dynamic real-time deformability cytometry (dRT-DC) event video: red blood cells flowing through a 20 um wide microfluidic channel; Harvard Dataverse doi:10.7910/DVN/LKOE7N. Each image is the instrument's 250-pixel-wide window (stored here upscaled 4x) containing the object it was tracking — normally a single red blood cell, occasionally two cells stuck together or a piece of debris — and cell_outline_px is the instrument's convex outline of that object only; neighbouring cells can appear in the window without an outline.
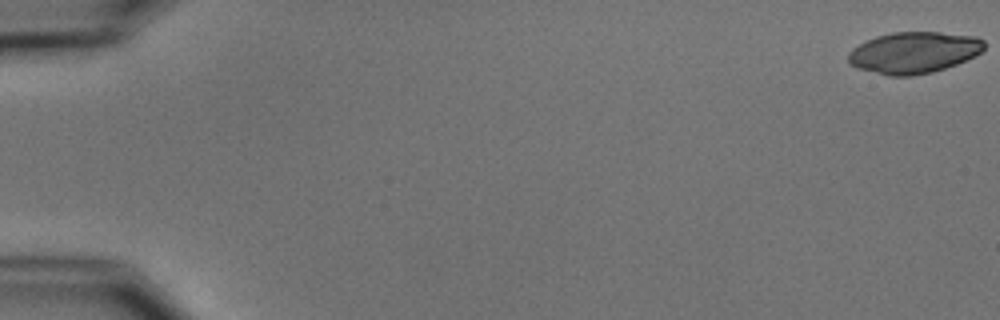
{"species": "common noctule bat (a hibernating species)", "species_latin": "Nyctalus noctula", "temperature_condition": "cold", "stored_images_in_passage": 11, "camera_frame_rate_fps": 3000, "um_per_image_px": 0.085, "animal": {"sex": "male", "body_mass_g": 15.6}, "frame": {"image": 1, "passage_image": 1, "time_ms": 0.0, "image_size_px": [1000, 320], "cell_outline_px": [[984, 48], [980, 52], [956, 64], [932, 72], [912, 76], [888, 76], [856, 68], [848, 64], [848, 52], [852, 48], [876, 36], [892, 32], [940, 32], [976, 36], [984, 40]], "centroid_in_image_um": [77.63, 4.47], "position_along_channel_um": 7.4, "area_um2": 32.83}}